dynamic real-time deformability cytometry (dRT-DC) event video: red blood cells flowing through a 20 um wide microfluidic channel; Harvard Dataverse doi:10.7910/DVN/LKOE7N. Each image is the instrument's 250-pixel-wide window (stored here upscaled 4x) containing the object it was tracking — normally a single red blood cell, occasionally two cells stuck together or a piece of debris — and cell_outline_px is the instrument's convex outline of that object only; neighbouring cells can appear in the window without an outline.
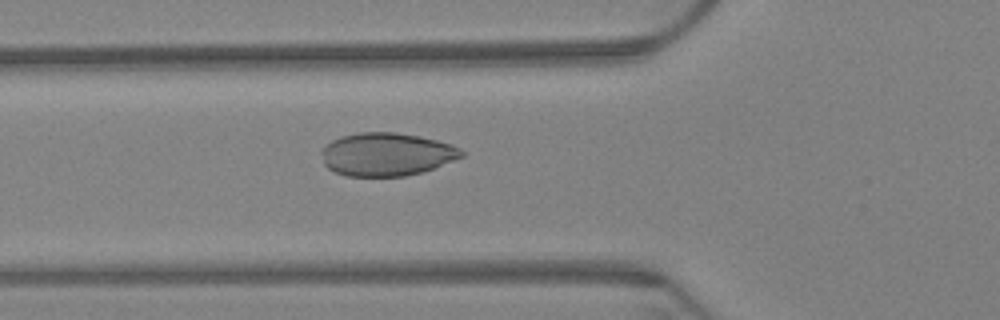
{"species": "Egyptian fruit bat (a non-hibernating species)", "species_latin": "Rousettus aegyptiacus", "temperature_condition": "warm", "stored_images_in_passage": 60, "camera_frame_rate_fps": 3000, "um_per_image_px": 0.085, "animal": {"sex": "female"}, "frame": {"image": 1, "passage_image": 23, "time_ms": 7.333, "image_size_px": [1000, 320], "cell_outline_px": [[464, 156], [432, 168], [420, 172], [404, 176], [348, 176], [336, 172], [328, 168], [324, 164], [320, 152], [332, 140], [340, 136], [360, 132], [396, 132], [420, 136], [452, 144], [460, 148], [464, 152]], "centroid_in_image_um": [32.85, 13.1], "position_along_channel_um": 93.0, "area_um2": 35.08}}
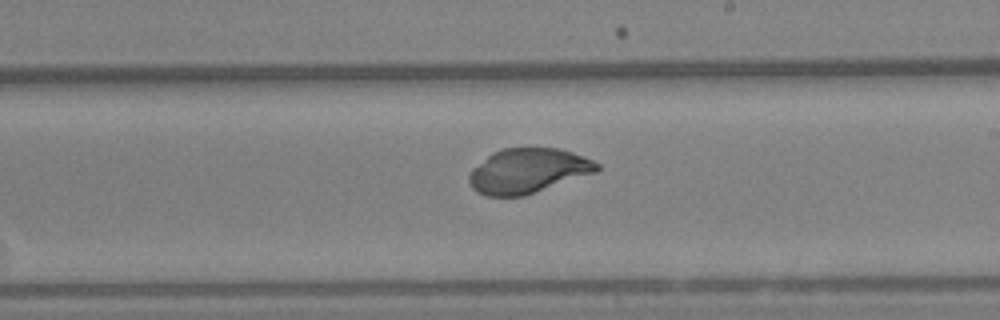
{"frame": {"image": 2, "passage_image": 37, "time_ms": 12.0, "image_size_px": [1000, 320], "cell_outline_px": [[600, 168], [596, 172], [524, 196], [484, 196], [476, 192], [472, 188], [468, 180], [468, 176], [472, 168], [492, 152], [504, 148], [556, 148], [572, 152], [592, 160], [600, 164]], "centroid_in_image_um": [44.84, 14.53], "position_along_channel_um": 244.2, "area_um2": 33.35}}
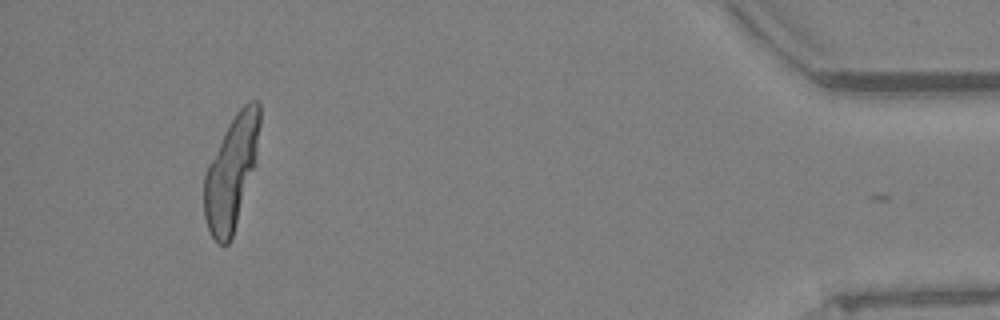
{"frame": {"image": 3, "passage_image": 59, "time_ms": 19.333, "image_size_px": [1000, 320], "cell_outline_px": [[260, 124], [256, 156], [232, 236], [228, 244], [220, 244], [212, 236], [208, 228], [204, 216], [204, 176], [208, 164], [236, 112], [248, 100], [260, 100]], "centroid_in_image_um": [19.65, 14.61], "position_along_channel_um": 415.5, "area_um2": 35.37}}